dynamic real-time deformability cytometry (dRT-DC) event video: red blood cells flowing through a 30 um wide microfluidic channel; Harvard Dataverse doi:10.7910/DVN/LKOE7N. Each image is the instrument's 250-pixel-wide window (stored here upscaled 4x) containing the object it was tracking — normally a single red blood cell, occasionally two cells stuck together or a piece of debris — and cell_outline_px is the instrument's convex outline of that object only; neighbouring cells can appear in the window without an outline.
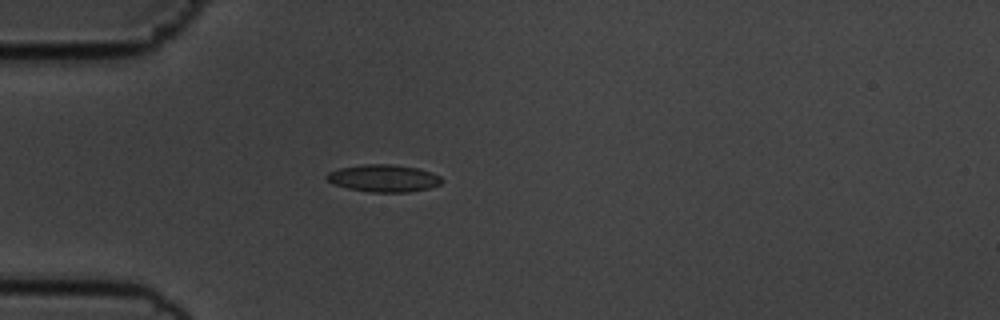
{"species": "common noctule bat (a hibernating species)", "species_latin": "Nyctalus noctula", "temperature_condition": "cold", "stored_images_in_passage": 41, "camera_frame_rate_fps": 3000, "um_per_image_px": 0.085, "animal": {"sex": "male", "body_mass_g": 19.5, "forearm_length_mm": 54.6}, "frame": {"image": 1, "passage_image": 1, "time_ms": 0.0, "image_size_px": [1000, 320], "cell_outline_px": [[444, 180], [440, 184], [428, 188], [408, 192], [372, 192], [348, 188], [332, 184], [324, 176], [328, 172], [340, 168], [360, 164], [392, 164], [416, 168], [432, 172], [440, 176]], "centroid_in_image_um": [32.59, 15.14], "position_along_channel_um": 52.4, "area_um2": 18.32}}
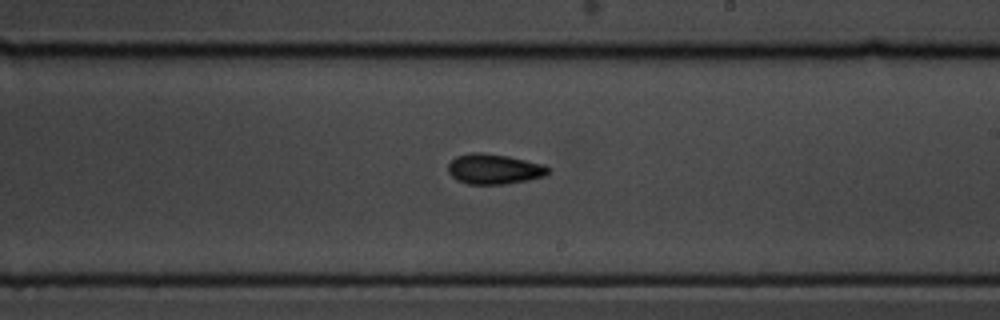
{"frame": {"image": 2, "passage_image": 18, "time_ms": 5.667, "image_size_px": [1000, 320], "cell_outline_px": [[552, 172], [548, 176], [528, 180], [504, 184], [468, 184], [456, 180], [448, 172], [448, 164], [456, 156], [472, 152], [480, 152], [508, 156], [544, 164], [552, 168]], "centroid_in_image_um": [42.06, 14.37], "position_along_channel_um": 246.9, "area_um2": 17.92}}
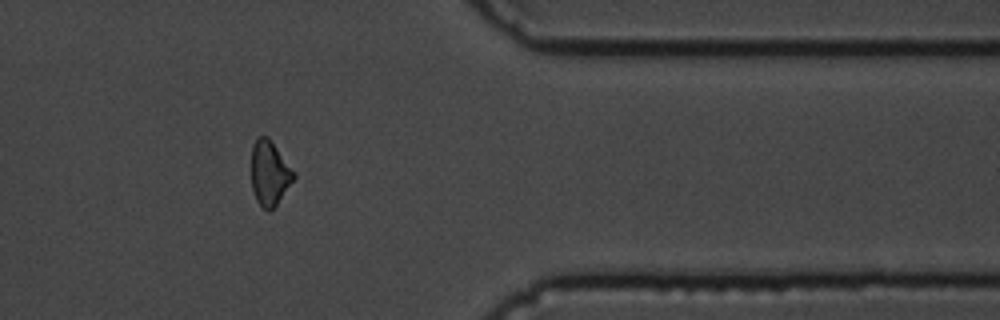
{"frame": {"image": 3, "passage_image": 31, "time_ms": 10.0, "image_size_px": [1000, 320], "cell_outline_px": [[296, 176], [276, 204], [268, 212], [256, 200], [252, 188], [252, 144], [260, 136], [268, 136], [296, 172]], "centroid_in_image_um": [22.92, 14.69], "position_along_channel_um": 388.5, "area_um2": 15.84}, "authors_computed_cell_mechanics": {"area_um2": 16.8198, "velocity_mm_per_s": 3.6193, "shape_relaxation_time_tau1_ms": 4.7847, "shape_relaxation_time_tau2_ms": 3.6291, "deformation_change_tau1": 0.1341, "deformation_change_tau2": 0.0766}}